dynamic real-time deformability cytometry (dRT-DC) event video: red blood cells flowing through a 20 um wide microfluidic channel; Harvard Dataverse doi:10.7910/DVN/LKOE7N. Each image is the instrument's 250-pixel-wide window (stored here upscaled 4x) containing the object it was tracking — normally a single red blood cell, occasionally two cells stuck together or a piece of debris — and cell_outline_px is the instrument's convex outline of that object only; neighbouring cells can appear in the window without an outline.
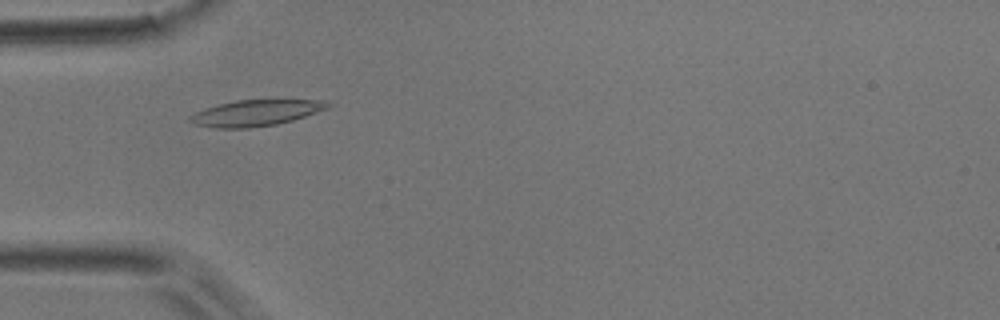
{"species": "common noctule bat (a hibernating species)", "species_latin": "Nyctalus noctula", "temperature_condition": "room temperature", "stored_images_in_passage": 21, "camera_frame_rate_fps": 3000, "um_per_image_px": 0.085, "animal": {"sex": "male", "body_mass_g": 17.9}, "frame": {"image": 1, "passage_image": 11, "time_ms": 3.333, "image_size_px": [1000, 320], "cell_outline_px": [[332, 104], [328, 108], [292, 120], [276, 124], [248, 128], [216, 128], [192, 124], [188, 120], [188, 116], [204, 108], [236, 100], [328, 100]], "centroid_in_image_um": [21.71, 9.6], "position_along_channel_um": 63.3, "area_um2": 20.87}}
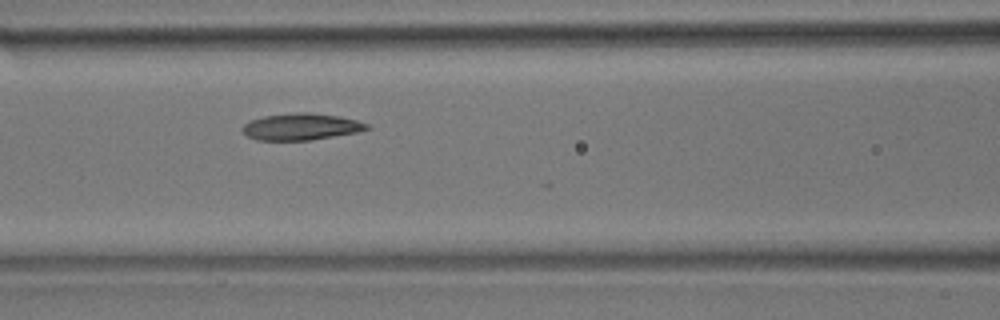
{"frame": {"image": 2, "passage_image": 17, "time_ms": 5.333, "image_size_px": [1000, 320], "cell_outline_px": [[372, 128], [356, 132], [308, 140], [256, 140], [248, 136], [240, 128], [244, 124], [252, 120], [264, 116], [292, 112], [312, 112], [340, 116], [356, 120], [368, 124]], "centroid_in_image_um": [25.59, 10.75], "position_along_channel_um": 141.0, "area_um2": 19.31}}
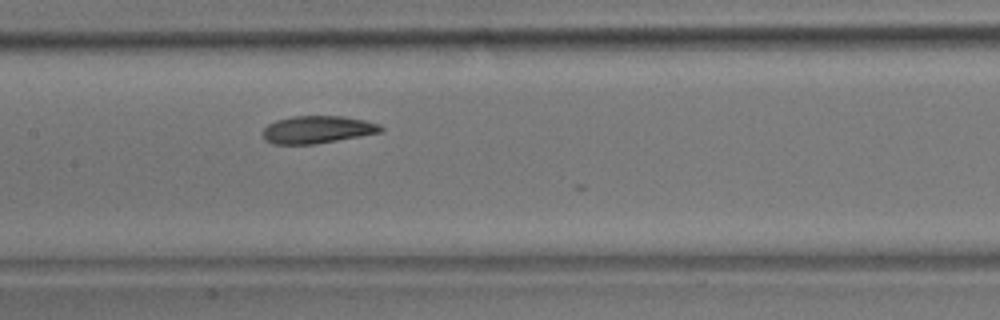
{"frame": {"image": 3, "passage_image": 20, "time_ms": 6.333, "image_size_px": [1000, 320], "cell_outline_px": [[384, 132], [316, 144], [272, 144], [264, 140], [264, 128], [268, 124], [276, 120], [292, 116], [344, 116], [364, 120], [380, 124], [384, 128]], "centroid_in_image_um": [27.01, 11.01], "position_along_channel_um": 180.4, "area_um2": 19.07}}